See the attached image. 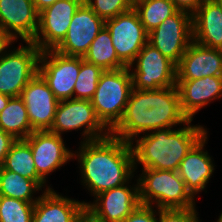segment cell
<instances>
[{"label": "cell", "instance_id": "6da1fadb", "mask_svg": "<svg viewBox=\"0 0 222 222\" xmlns=\"http://www.w3.org/2000/svg\"><path fill=\"white\" fill-rule=\"evenodd\" d=\"M188 121L181 109L177 86L157 90L132 88L123 117L110 134L131 143L140 133L181 126Z\"/></svg>", "mask_w": 222, "mask_h": 222}, {"label": "cell", "instance_id": "7a4b0ae2", "mask_svg": "<svg viewBox=\"0 0 222 222\" xmlns=\"http://www.w3.org/2000/svg\"><path fill=\"white\" fill-rule=\"evenodd\" d=\"M74 157H78L81 181L94 197L126 184L134 176L131 144L111 134L92 141H81L79 153H73Z\"/></svg>", "mask_w": 222, "mask_h": 222}, {"label": "cell", "instance_id": "3957f363", "mask_svg": "<svg viewBox=\"0 0 222 222\" xmlns=\"http://www.w3.org/2000/svg\"><path fill=\"white\" fill-rule=\"evenodd\" d=\"M171 129H158L146 133L141 138H135L136 145L131 142L134 169L136 164H142L143 169L178 171L181 161L192 147L207 134L206 128L200 125H190ZM137 162V163H136Z\"/></svg>", "mask_w": 222, "mask_h": 222}, {"label": "cell", "instance_id": "277c9868", "mask_svg": "<svg viewBox=\"0 0 222 222\" xmlns=\"http://www.w3.org/2000/svg\"><path fill=\"white\" fill-rule=\"evenodd\" d=\"M142 170L137 179L142 205L153 206L152 204L157 203L155 207L158 209L195 208V199L187 190L178 171L152 168Z\"/></svg>", "mask_w": 222, "mask_h": 222}, {"label": "cell", "instance_id": "5b68a950", "mask_svg": "<svg viewBox=\"0 0 222 222\" xmlns=\"http://www.w3.org/2000/svg\"><path fill=\"white\" fill-rule=\"evenodd\" d=\"M132 88L129 67L101 74L91 102L97 118L109 131L122 119Z\"/></svg>", "mask_w": 222, "mask_h": 222}, {"label": "cell", "instance_id": "8992f818", "mask_svg": "<svg viewBox=\"0 0 222 222\" xmlns=\"http://www.w3.org/2000/svg\"><path fill=\"white\" fill-rule=\"evenodd\" d=\"M8 50L0 58V93L10 97L21 95L22 90L38 73L40 49L33 42Z\"/></svg>", "mask_w": 222, "mask_h": 222}, {"label": "cell", "instance_id": "52a82bcc", "mask_svg": "<svg viewBox=\"0 0 222 222\" xmlns=\"http://www.w3.org/2000/svg\"><path fill=\"white\" fill-rule=\"evenodd\" d=\"M80 128L84 129L82 142L104 138L110 134L97 118L91 100L72 98L59 101L49 131L62 136L63 132Z\"/></svg>", "mask_w": 222, "mask_h": 222}, {"label": "cell", "instance_id": "ba28073f", "mask_svg": "<svg viewBox=\"0 0 222 222\" xmlns=\"http://www.w3.org/2000/svg\"><path fill=\"white\" fill-rule=\"evenodd\" d=\"M134 64L136 67L133 70ZM129 68L134 89L157 90L176 86L177 66L148 42Z\"/></svg>", "mask_w": 222, "mask_h": 222}, {"label": "cell", "instance_id": "9c48e42d", "mask_svg": "<svg viewBox=\"0 0 222 222\" xmlns=\"http://www.w3.org/2000/svg\"><path fill=\"white\" fill-rule=\"evenodd\" d=\"M192 41V14L183 10H177L148 33V43L176 66Z\"/></svg>", "mask_w": 222, "mask_h": 222}, {"label": "cell", "instance_id": "30bf717a", "mask_svg": "<svg viewBox=\"0 0 222 222\" xmlns=\"http://www.w3.org/2000/svg\"><path fill=\"white\" fill-rule=\"evenodd\" d=\"M80 70V57L65 56L55 50L40 52L38 73L59 101L72 99Z\"/></svg>", "mask_w": 222, "mask_h": 222}, {"label": "cell", "instance_id": "8fae6325", "mask_svg": "<svg viewBox=\"0 0 222 222\" xmlns=\"http://www.w3.org/2000/svg\"><path fill=\"white\" fill-rule=\"evenodd\" d=\"M118 58L129 67L148 42V33L140 22L138 13L131 10L105 20Z\"/></svg>", "mask_w": 222, "mask_h": 222}, {"label": "cell", "instance_id": "7c38bea8", "mask_svg": "<svg viewBox=\"0 0 222 222\" xmlns=\"http://www.w3.org/2000/svg\"><path fill=\"white\" fill-rule=\"evenodd\" d=\"M84 0H57L39 13V26L32 41L40 51L54 50L65 38L72 17Z\"/></svg>", "mask_w": 222, "mask_h": 222}, {"label": "cell", "instance_id": "4fadbf2b", "mask_svg": "<svg viewBox=\"0 0 222 222\" xmlns=\"http://www.w3.org/2000/svg\"><path fill=\"white\" fill-rule=\"evenodd\" d=\"M104 26L105 20L83 2L72 17L65 38L54 50L65 56L84 57Z\"/></svg>", "mask_w": 222, "mask_h": 222}, {"label": "cell", "instance_id": "5bb4252c", "mask_svg": "<svg viewBox=\"0 0 222 222\" xmlns=\"http://www.w3.org/2000/svg\"><path fill=\"white\" fill-rule=\"evenodd\" d=\"M31 148L37 174L46 182L51 172L62 167L73 158L61 135L45 131H33L24 139Z\"/></svg>", "mask_w": 222, "mask_h": 222}, {"label": "cell", "instance_id": "9a60e30c", "mask_svg": "<svg viewBox=\"0 0 222 222\" xmlns=\"http://www.w3.org/2000/svg\"><path fill=\"white\" fill-rule=\"evenodd\" d=\"M20 97L27 108L31 128L34 131L50 130L59 100L39 73L25 86Z\"/></svg>", "mask_w": 222, "mask_h": 222}, {"label": "cell", "instance_id": "2e32d148", "mask_svg": "<svg viewBox=\"0 0 222 222\" xmlns=\"http://www.w3.org/2000/svg\"><path fill=\"white\" fill-rule=\"evenodd\" d=\"M126 185L112 188L96 195L94 203L86 206L101 222H122L141 203L139 200V184L133 187Z\"/></svg>", "mask_w": 222, "mask_h": 222}, {"label": "cell", "instance_id": "e0dca14e", "mask_svg": "<svg viewBox=\"0 0 222 222\" xmlns=\"http://www.w3.org/2000/svg\"><path fill=\"white\" fill-rule=\"evenodd\" d=\"M0 26L15 40L32 42L39 26L33 0H0Z\"/></svg>", "mask_w": 222, "mask_h": 222}, {"label": "cell", "instance_id": "ac0fdd59", "mask_svg": "<svg viewBox=\"0 0 222 222\" xmlns=\"http://www.w3.org/2000/svg\"><path fill=\"white\" fill-rule=\"evenodd\" d=\"M222 76V50L192 41L177 65V80Z\"/></svg>", "mask_w": 222, "mask_h": 222}, {"label": "cell", "instance_id": "d6986e66", "mask_svg": "<svg viewBox=\"0 0 222 222\" xmlns=\"http://www.w3.org/2000/svg\"><path fill=\"white\" fill-rule=\"evenodd\" d=\"M180 105L184 115L193 116L204 106L222 97V76H207L196 80H177Z\"/></svg>", "mask_w": 222, "mask_h": 222}, {"label": "cell", "instance_id": "ffe728a7", "mask_svg": "<svg viewBox=\"0 0 222 222\" xmlns=\"http://www.w3.org/2000/svg\"><path fill=\"white\" fill-rule=\"evenodd\" d=\"M204 135L187 153L181 161L178 174L186 184L187 190L195 197L197 193L204 191L212 173L214 164L204 146L207 141Z\"/></svg>", "mask_w": 222, "mask_h": 222}, {"label": "cell", "instance_id": "44dd1931", "mask_svg": "<svg viewBox=\"0 0 222 222\" xmlns=\"http://www.w3.org/2000/svg\"><path fill=\"white\" fill-rule=\"evenodd\" d=\"M193 41L222 49V5L218 0H204L192 14Z\"/></svg>", "mask_w": 222, "mask_h": 222}, {"label": "cell", "instance_id": "7402d4cb", "mask_svg": "<svg viewBox=\"0 0 222 222\" xmlns=\"http://www.w3.org/2000/svg\"><path fill=\"white\" fill-rule=\"evenodd\" d=\"M42 193L34 204L32 222H72L88 204L59 195L50 186Z\"/></svg>", "mask_w": 222, "mask_h": 222}, {"label": "cell", "instance_id": "603a6c76", "mask_svg": "<svg viewBox=\"0 0 222 222\" xmlns=\"http://www.w3.org/2000/svg\"><path fill=\"white\" fill-rule=\"evenodd\" d=\"M1 166L34 180L41 188L46 186V182L37 174L30 145L24 139H18L12 144Z\"/></svg>", "mask_w": 222, "mask_h": 222}, {"label": "cell", "instance_id": "cb8c5ba5", "mask_svg": "<svg viewBox=\"0 0 222 222\" xmlns=\"http://www.w3.org/2000/svg\"><path fill=\"white\" fill-rule=\"evenodd\" d=\"M0 129L16 140L26 139L34 131L20 96L11 97L5 109L0 112Z\"/></svg>", "mask_w": 222, "mask_h": 222}, {"label": "cell", "instance_id": "d4e9b609", "mask_svg": "<svg viewBox=\"0 0 222 222\" xmlns=\"http://www.w3.org/2000/svg\"><path fill=\"white\" fill-rule=\"evenodd\" d=\"M83 59L106 70H117L127 67L117 56L109 30L104 26L90 44Z\"/></svg>", "mask_w": 222, "mask_h": 222}, {"label": "cell", "instance_id": "484cf974", "mask_svg": "<svg viewBox=\"0 0 222 222\" xmlns=\"http://www.w3.org/2000/svg\"><path fill=\"white\" fill-rule=\"evenodd\" d=\"M40 190L42 191V188L34 180L27 179L10 170H5L0 166V195L35 203L39 196L35 198L33 194Z\"/></svg>", "mask_w": 222, "mask_h": 222}, {"label": "cell", "instance_id": "4316f807", "mask_svg": "<svg viewBox=\"0 0 222 222\" xmlns=\"http://www.w3.org/2000/svg\"><path fill=\"white\" fill-rule=\"evenodd\" d=\"M147 33L157 28L178 9L171 0H146L134 7Z\"/></svg>", "mask_w": 222, "mask_h": 222}, {"label": "cell", "instance_id": "83f0119b", "mask_svg": "<svg viewBox=\"0 0 222 222\" xmlns=\"http://www.w3.org/2000/svg\"><path fill=\"white\" fill-rule=\"evenodd\" d=\"M104 70L80 57V70L74 86L75 99L91 100ZM76 93V95H75Z\"/></svg>", "mask_w": 222, "mask_h": 222}, {"label": "cell", "instance_id": "f1b7e54d", "mask_svg": "<svg viewBox=\"0 0 222 222\" xmlns=\"http://www.w3.org/2000/svg\"><path fill=\"white\" fill-rule=\"evenodd\" d=\"M34 204L0 195V222H32Z\"/></svg>", "mask_w": 222, "mask_h": 222}, {"label": "cell", "instance_id": "f546056e", "mask_svg": "<svg viewBox=\"0 0 222 222\" xmlns=\"http://www.w3.org/2000/svg\"><path fill=\"white\" fill-rule=\"evenodd\" d=\"M103 20L111 19L132 9L128 0H84Z\"/></svg>", "mask_w": 222, "mask_h": 222}, {"label": "cell", "instance_id": "4dcf8cb0", "mask_svg": "<svg viewBox=\"0 0 222 222\" xmlns=\"http://www.w3.org/2000/svg\"><path fill=\"white\" fill-rule=\"evenodd\" d=\"M157 222H199L195 208L158 209Z\"/></svg>", "mask_w": 222, "mask_h": 222}, {"label": "cell", "instance_id": "1f68e13d", "mask_svg": "<svg viewBox=\"0 0 222 222\" xmlns=\"http://www.w3.org/2000/svg\"><path fill=\"white\" fill-rule=\"evenodd\" d=\"M156 214L154 207L140 204L122 222H157Z\"/></svg>", "mask_w": 222, "mask_h": 222}, {"label": "cell", "instance_id": "d6a6232c", "mask_svg": "<svg viewBox=\"0 0 222 222\" xmlns=\"http://www.w3.org/2000/svg\"><path fill=\"white\" fill-rule=\"evenodd\" d=\"M16 139L0 129V166L3 164L7 153Z\"/></svg>", "mask_w": 222, "mask_h": 222}, {"label": "cell", "instance_id": "836d02e7", "mask_svg": "<svg viewBox=\"0 0 222 222\" xmlns=\"http://www.w3.org/2000/svg\"><path fill=\"white\" fill-rule=\"evenodd\" d=\"M178 10L193 14L204 0H171Z\"/></svg>", "mask_w": 222, "mask_h": 222}, {"label": "cell", "instance_id": "e575fe53", "mask_svg": "<svg viewBox=\"0 0 222 222\" xmlns=\"http://www.w3.org/2000/svg\"><path fill=\"white\" fill-rule=\"evenodd\" d=\"M72 222H101L85 205L75 216Z\"/></svg>", "mask_w": 222, "mask_h": 222}, {"label": "cell", "instance_id": "d590c367", "mask_svg": "<svg viewBox=\"0 0 222 222\" xmlns=\"http://www.w3.org/2000/svg\"><path fill=\"white\" fill-rule=\"evenodd\" d=\"M15 42V39L0 26V58L7 53L9 45Z\"/></svg>", "mask_w": 222, "mask_h": 222}, {"label": "cell", "instance_id": "8d00e7d4", "mask_svg": "<svg viewBox=\"0 0 222 222\" xmlns=\"http://www.w3.org/2000/svg\"><path fill=\"white\" fill-rule=\"evenodd\" d=\"M56 1L57 0H33V3L37 12L40 13L42 10L53 5Z\"/></svg>", "mask_w": 222, "mask_h": 222}, {"label": "cell", "instance_id": "74e56055", "mask_svg": "<svg viewBox=\"0 0 222 222\" xmlns=\"http://www.w3.org/2000/svg\"><path fill=\"white\" fill-rule=\"evenodd\" d=\"M11 97L0 93V112L5 109Z\"/></svg>", "mask_w": 222, "mask_h": 222}, {"label": "cell", "instance_id": "f35d334b", "mask_svg": "<svg viewBox=\"0 0 222 222\" xmlns=\"http://www.w3.org/2000/svg\"><path fill=\"white\" fill-rule=\"evenodd\" d=\"M146 1V0H128L129 4L131 5L132 8H134L137 4Z\"/></svg>", "mask_w": 222, "mask_h": 222}, {"label": "cell", "instance_id": "ab89813d", "mask_svg": "<svg viewBox=\"0 0 222 222\" xmlns=\"http://www.w3.org/2000/svg\"><path fill=\"white\" fill-rule=\"evenodd\" d=\"M217 222H222V213H221V215L219 216V219L217 220Z\"/></svg>", "mask_w": 222, "mask_h": 222}]
</instances>
